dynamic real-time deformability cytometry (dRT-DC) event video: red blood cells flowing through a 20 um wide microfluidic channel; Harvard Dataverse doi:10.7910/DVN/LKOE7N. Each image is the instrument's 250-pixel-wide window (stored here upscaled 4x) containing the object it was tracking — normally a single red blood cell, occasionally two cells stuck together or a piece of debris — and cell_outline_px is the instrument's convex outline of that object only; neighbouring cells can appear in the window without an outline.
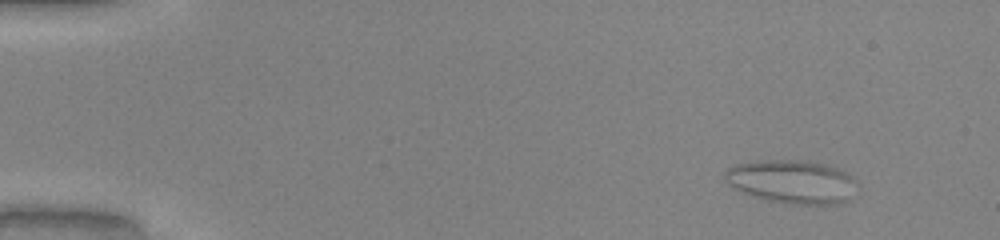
{"species": "common noctule bat (a hibernating species)", "species_latin": "Nyctalus noctula", "temperature_condition": "warm", "stored_images_in_passage": 53, "camera_frame_rate_fps": 3000, "um_per_image_px": 0.085, "animal": {"sex": "male", "body_mass_g": 20.0, "forearm_length_mm": 53.3}, "frame": {"image": 1, "passage_image": 6, "time_ms": 1.667, "image_size_px": [1000, 240], "cell_outline_px": [[852, 180], [848, 200], [840, 204], [784, 204], [752, 196], [732, 188], [724, 180], [724, 172], [728, 168], [736, 164], [768, 160], [796, 160], [820, 164], [836, 168], [844, 172]], "centroid_in_image_um": [67.18, 15.46], "position_along_channel_um": 17.8, "area_um2": 32.71}}
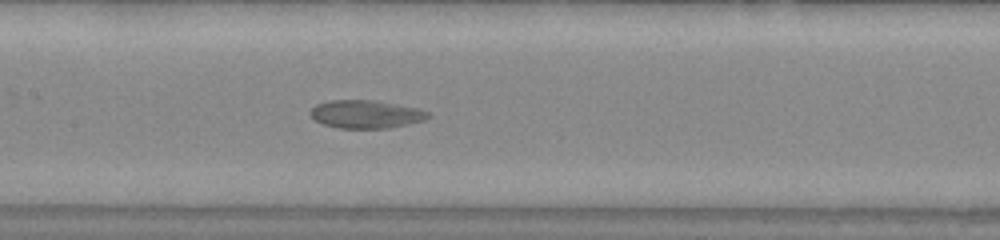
{"frame": {"image": 2, "passage_image": 27, "time_ms": 8.667, "image_size_px": [1000, 240], "cell_outline_px": [[432, 116], [424, 120], [408, 124], [388, 128], [340, 128], [324, 124], [316, 120], [308, 112], [316, 104], [332, 100], [372, 100], [420, 108], [428, 112]], "centroid_in_image_um": [31.13, 9.7], "position_along_channel_um": 176.3, "area_um2": 19.19}}
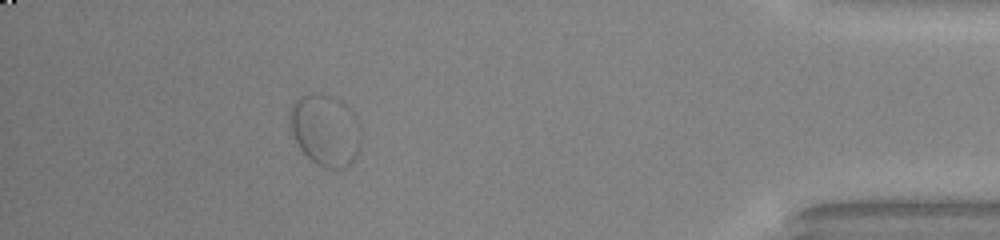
{"frame": {"image": 3, "passage_image": 48, "time_ms": 15.667, "image_size_px": [1000, 240], "cell_outline_px": [[360, 148], [352, 164], [344, 168], [324, 168], [308, 160], [300, 148], [292, 132], [288, 120], [288, 116], [296, 100], [300, 96], [332, 96], [348, 104], [356, 116], [360, 124]], "centroid_in_image_um": [27.69, 11.11], "position_along_channel_um": 407.5, "area_um2": 29.82}}